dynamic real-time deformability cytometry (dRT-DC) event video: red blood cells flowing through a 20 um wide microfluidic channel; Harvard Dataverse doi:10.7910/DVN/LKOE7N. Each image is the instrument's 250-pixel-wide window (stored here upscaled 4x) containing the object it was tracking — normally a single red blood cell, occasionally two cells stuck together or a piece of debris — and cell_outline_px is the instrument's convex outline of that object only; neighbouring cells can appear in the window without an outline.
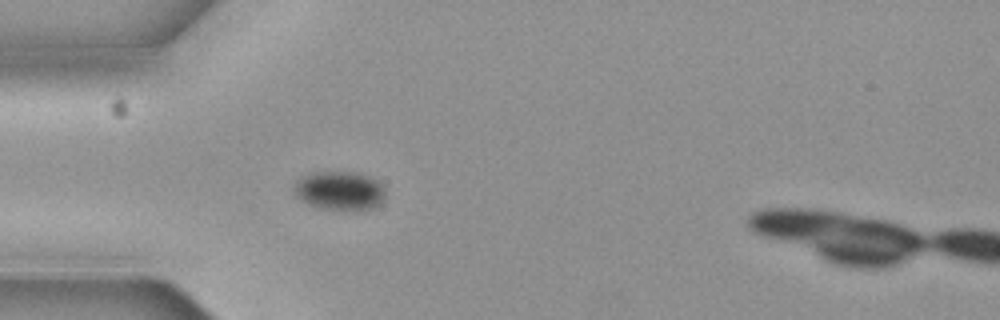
{"species": "common noctule bat (a hibernating species)", "species_latin": "Nyctalus noctula", "temperature_condition": "cold", "stored_images_in_passage": 5, "camera_frame_rate_fps": 3000, "um_per_image_px": 0.085, "animal": {"sex": "female", "body_mass_g": 19.3, "forearm_length_mm": 54.1}, "frame": {"image": 1, "passage_image": 4, "time_ms": 1.0, "image_size_px": [1000, 320], "cell_outline_px": [[384, 200], [380, 204], [372, 208], [360, 212], [356, 212], [320, 208], [308, 204], [300, 200], [292, 192], [292, 184], [296, 180], [312, 172], [356, 172], [368, 176], [376, 180], [384, 188]], "centroid_in_image_um": [28.84, 16.24], "position_along_channel_um": 56.2, "area_um2": 21.27}}